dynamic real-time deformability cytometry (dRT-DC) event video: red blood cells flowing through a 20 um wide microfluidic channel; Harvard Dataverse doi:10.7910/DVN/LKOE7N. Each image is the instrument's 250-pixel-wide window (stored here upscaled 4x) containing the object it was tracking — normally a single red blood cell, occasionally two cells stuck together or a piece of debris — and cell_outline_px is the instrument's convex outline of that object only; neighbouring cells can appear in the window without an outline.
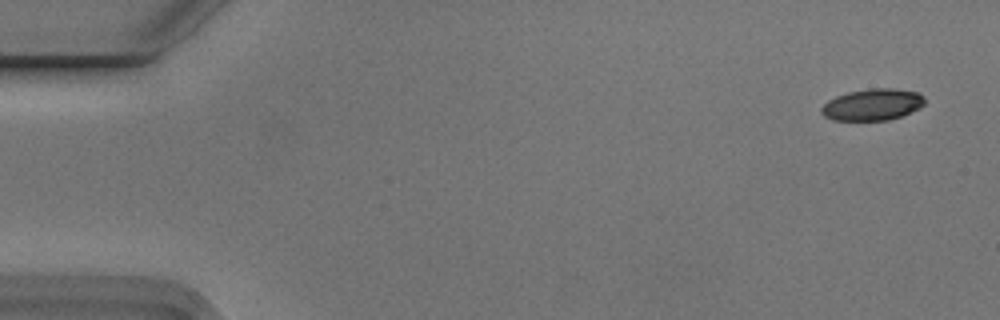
{"species": "Egyptian fruit bat (a non-hibernating species)", "species_latin": "Rousettus aegyptiacus", "temperature_condition": "cold", "stored_images_in_passage": 5, "camera_frame_rate_fps": 3000, "um_per_image_px": 0.085, "animal": {"sex": "male"}, "frame": {"image": 1, "passage_image": 1, "time_ms": 0.0, "image_size_px": [1000, 320], "cell_outline_px": [[924, 104], [920, 108], [900, 116], [888, 120], [832, 120], [824, 116], [820, 112], [820, 108], [828, 100], [836, 96], [848, 92], [872, 88], [892, 88], [916, 92], [924, 96]], "centroid_in_image_um": [74.14, 8.89], "position_along_channel_um": 10.9, "area_um2": 18.96}}
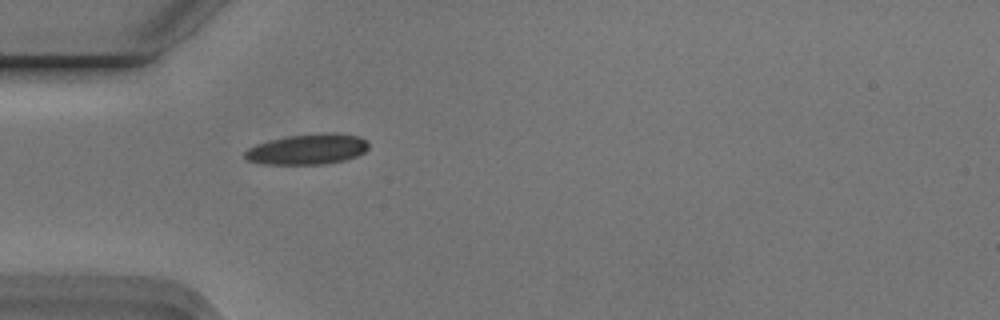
{"frame": {"image": 2, "passage_image": 5, "time_ms": 1.333, "image_size_px": [1000, 320], "cell_outline_px": [[368, 148], [364, 152], [356, 156], [344, 160], [324, 164], [264, 164], [248, 160], [244, 156], [244, 152], [248, 148], [256, 144], [288, 136], [324, 132], [332, 132], [360, 136], [368, 144]], "centroid_in_image_um": [26.15, 12.68], "position_along_channel_um": 58.9, "area_um2": 21.91}}